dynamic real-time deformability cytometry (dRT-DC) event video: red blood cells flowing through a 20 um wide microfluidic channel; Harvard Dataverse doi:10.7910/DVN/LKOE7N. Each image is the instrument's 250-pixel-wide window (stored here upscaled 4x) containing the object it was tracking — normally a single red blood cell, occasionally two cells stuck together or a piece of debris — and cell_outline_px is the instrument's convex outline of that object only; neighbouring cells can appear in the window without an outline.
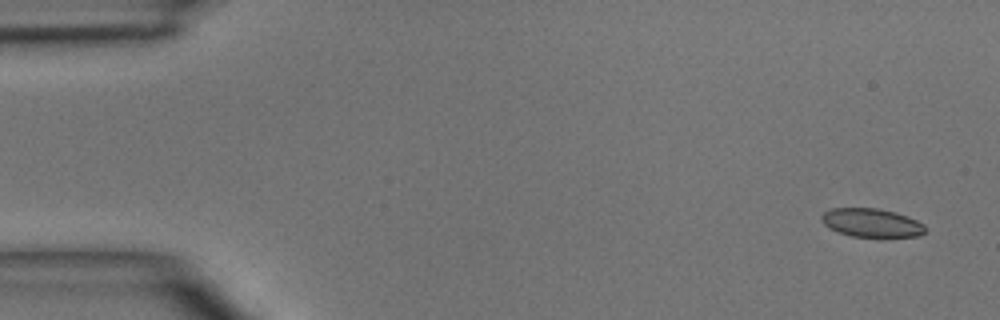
{"species": "common noctule bat (a hibernating species)", "species_latin": "Nyctalus noctula", "temperature_condition": "room temperature", "stored_images_in_passage": 5, "camera_frame_rate_fps": 3000, "um_per_image_px": 0.085, "animal": {"sex": "male", "body_mass_g": 15.6}, "frame": {"image": 1, "passage_image": 1, "time_ms": 0.0, "image_size_px": [1000, 320], "cell_outline_px": [[928, 228], [920, 236], [888, 240], [880, 240], [852, 236], [828, 228], [820, 220], [820, 216], [824, 212], [832, 208], [876, 208], [896, 212], [908, 216], [924, 224]], "centroid_in_image_um": [74.15, 19.0], "position_along_channel_um": 10.8, "area_um2": 18.32}}